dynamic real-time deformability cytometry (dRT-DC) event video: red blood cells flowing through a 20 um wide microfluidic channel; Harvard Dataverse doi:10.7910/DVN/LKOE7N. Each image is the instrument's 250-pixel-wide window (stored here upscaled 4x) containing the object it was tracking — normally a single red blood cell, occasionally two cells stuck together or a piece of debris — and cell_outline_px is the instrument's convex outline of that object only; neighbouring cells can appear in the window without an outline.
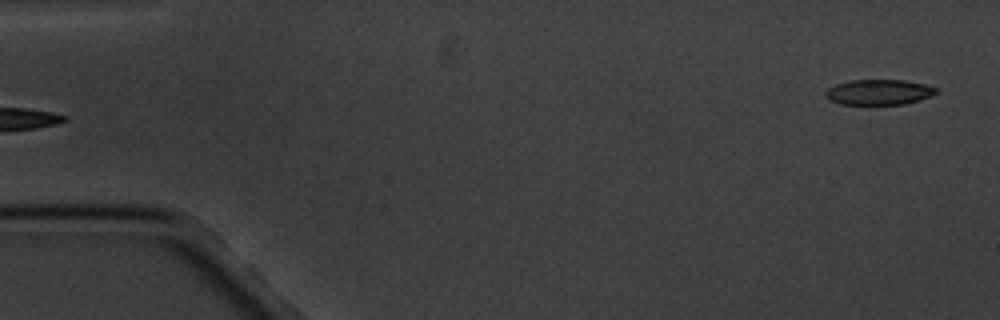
{"species": "common noctule bat (a hibernating species)", "species_latin": "Nyctalus noctula", "temperature_condition": "cold", "stored_images_in_passage": 4, "segment_of_instrument_passage": [2, 2], "camera_frame_rate_fps": 3000, "um_per_image_px": 0.085, "animal": {"sex": "male", "body_mass_g": 20.1, "forearm_length_mm": 53.5}, "frame": {"image": 1, "passage_image": 4, "time_ms": 3.667, "image_size_px": [1000, 320], "cell_outline_px": [[936, 92], [920, 100], [904, 104], [840, 104], [828, 100], [824, 96], [824, 92], [828, 88], [836, 84], [848, 80], [904, 80], [924, 84], [936, 88]], "centroid_in_image_um": [74.62, 7.83], "position_along_channel_um": 10.4, "area_um2": 16.3}}